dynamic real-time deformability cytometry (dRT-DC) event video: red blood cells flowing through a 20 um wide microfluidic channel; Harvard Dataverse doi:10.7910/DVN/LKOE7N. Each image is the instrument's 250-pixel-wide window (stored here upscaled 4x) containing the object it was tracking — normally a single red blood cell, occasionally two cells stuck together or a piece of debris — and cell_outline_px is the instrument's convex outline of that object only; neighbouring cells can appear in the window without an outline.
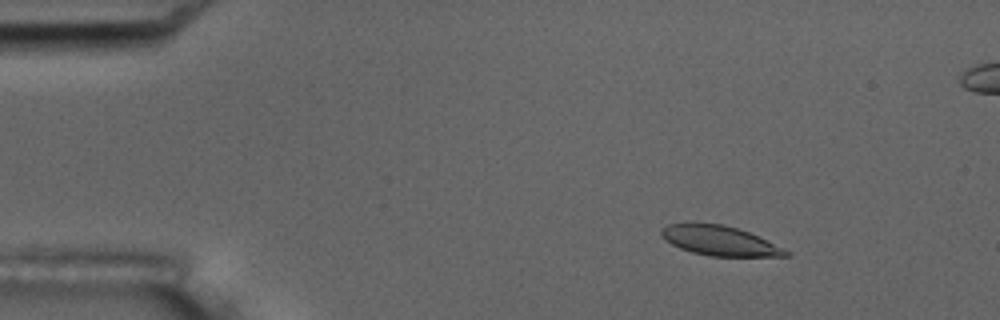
{"species": "common noctule bat (a hibernating species)", "species_latin": "Nyctalus noctula", "temperature_condition": "room temperature", "stored_images_in_passage": 5, "camera_frame_rate_fps": 3000, "um_per_image_px": 0.085, "animal": {"sex": "male", "body_mass_g": 17.5, "forearm_length_mm": 52.3}, "frame": {"image": 1, "passage_image": 2, "time_ms": 2.333, "image_size_px": [1000, 320], "cell_outline_px": [[792, 256], [708, 256], [692, 252], [680, 248], [664, 240], [660, 236], [660, 228], [668, 224], [696, 220], [724, 224], [748, 232], [792, 252]], "centroid_in_image_um": [61.08, 20.42], "position_along_channel_um": 23.9, "area_um2": 22.14}}